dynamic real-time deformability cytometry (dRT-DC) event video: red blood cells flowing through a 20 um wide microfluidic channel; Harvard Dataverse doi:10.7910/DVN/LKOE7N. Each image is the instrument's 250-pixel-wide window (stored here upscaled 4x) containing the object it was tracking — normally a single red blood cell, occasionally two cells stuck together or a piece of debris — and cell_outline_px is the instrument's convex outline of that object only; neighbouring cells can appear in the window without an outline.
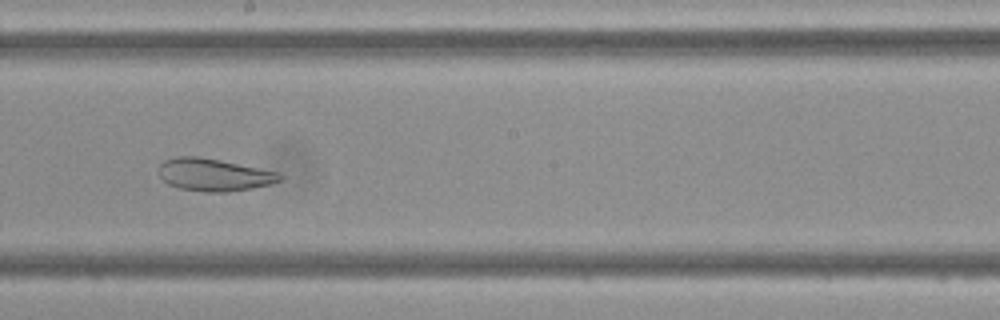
{"species": "Egyptian fruit bat (a non-hibernating species)", "species_latin": "Rousettus aegyptiacus", "temperature_condition": "cold", "stored_images_in_passage": 47, "camera_frame_rate_fps": 3000, "um_per_image_px": 0.085, "frame": {"image": 1, "passage_image": 26, "time_ms": 8.333, "image_size_px": [1000, 320], "cell_outline_px": [[284, 176], [280, 180], [268, 184], [252, 188], [228, 192], [204, 192], [180, 188], [168, 184], [160, 176], [160, 164], [164, 160], [176, 156], [200, 156], [280, 172]], "centroid_in_image_um": [18.19, 14.85], "position_along_channel_um": 230.0, "area_um2": 22.89}}
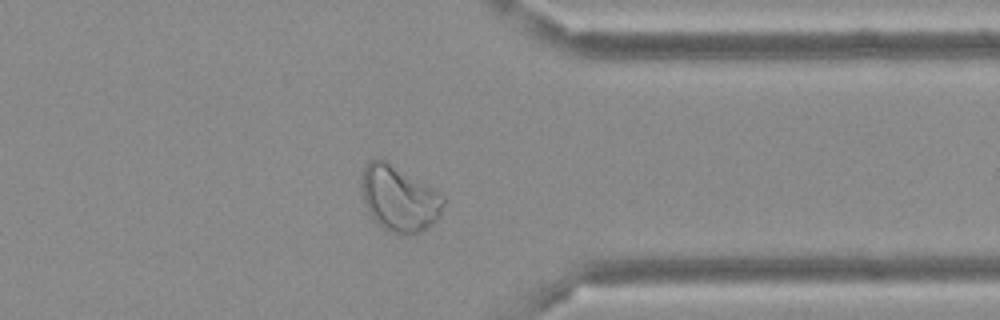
{"frame": {"image": 2, "passage_image": 37, "time_ms": 12.0, "image_size_px": [1000, 320], "cell_outline_px": [[444, 204], [440, 216], [428, 228], [420, 232], [408, 236], [404, 236], [384, 228], [376, 224], [368, 212], [364, 204], [360, 184], [360, 180], [364, 168], [368, 160], [380, 156], [388, 160], [432, 188], [444, 196]], "centroid_in_image_um": [33.89, 16.86], "position_along_channel_um": 377.5, "area_um2": 31.96}}
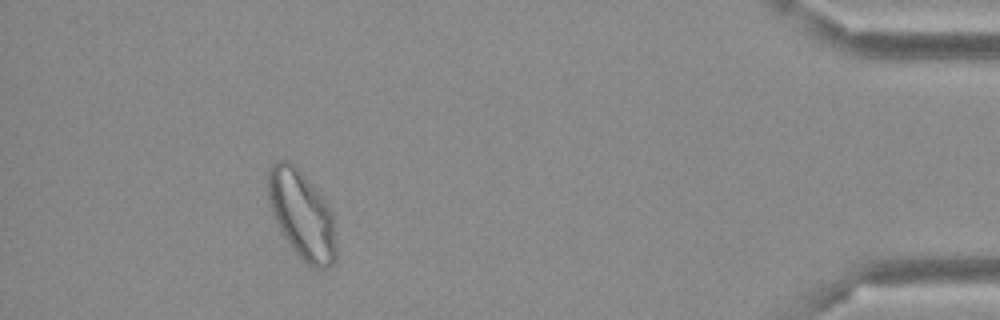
{"frame": {"image": 3, "passage_image": 43, "time_ms": 14.0, "image_size_px": [1000, 320], "cell_outline_px": [[336, 260], [328, 268], [316, 268], [308, 264], [292, 248], [280, 232], [272, 216], [268, 200], [268, 168], [276, 160], [288, 160], [300, 172], [324, 200], [332, 212], [336, 244]], "centroid_in_image_um": [25.63, 18.28], "position_along_channel_um": 409.6, "area_um2": 34.74}}